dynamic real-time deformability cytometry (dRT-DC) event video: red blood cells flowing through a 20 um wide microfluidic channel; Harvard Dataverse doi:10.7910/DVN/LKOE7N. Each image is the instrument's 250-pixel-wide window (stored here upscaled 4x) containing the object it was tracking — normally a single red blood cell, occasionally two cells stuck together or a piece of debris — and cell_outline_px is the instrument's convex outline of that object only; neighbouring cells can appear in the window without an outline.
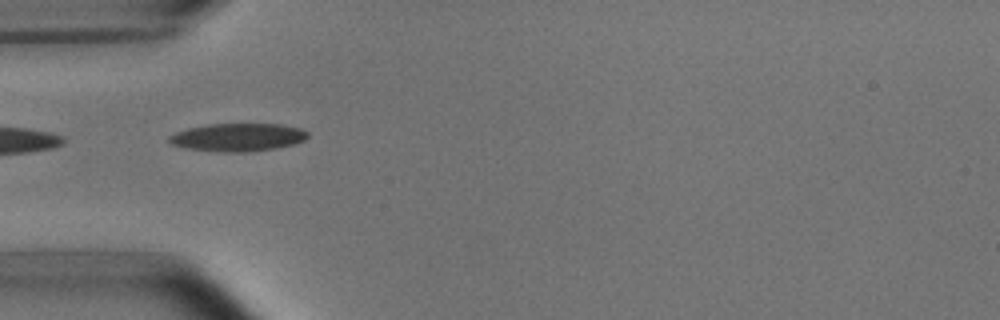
{"species": "common noctule bat (a hibernating species)", "species_latin": "Nyctalus noctula", "temperature_condition": "room temperature", "stored_images_in_passage": 5, "camera_frame_rate_fps": 3000, "um_per_image_px": 0.085, "animal": {"sex": "male", "body_mass_g": 15.6}, "frame": {"image": 1, "passage_image": 4, "time_ms": 4.333, "image_size_px": [1000, 320], "cell_outline_px": [[308, 136], [304, 140], [296, 144], [276, 148], [248, 152], [224, 152], [188, 148], [172, 144], [168, 140], [168, 136], [176, 132], [188, 128], [208, 124], [280, 124], [300, 128], [308, 132]], "centroid_in_image_um": [20.24, 11.66], "position_along_channel_um": 64.8, "area_um2": 22.54}}